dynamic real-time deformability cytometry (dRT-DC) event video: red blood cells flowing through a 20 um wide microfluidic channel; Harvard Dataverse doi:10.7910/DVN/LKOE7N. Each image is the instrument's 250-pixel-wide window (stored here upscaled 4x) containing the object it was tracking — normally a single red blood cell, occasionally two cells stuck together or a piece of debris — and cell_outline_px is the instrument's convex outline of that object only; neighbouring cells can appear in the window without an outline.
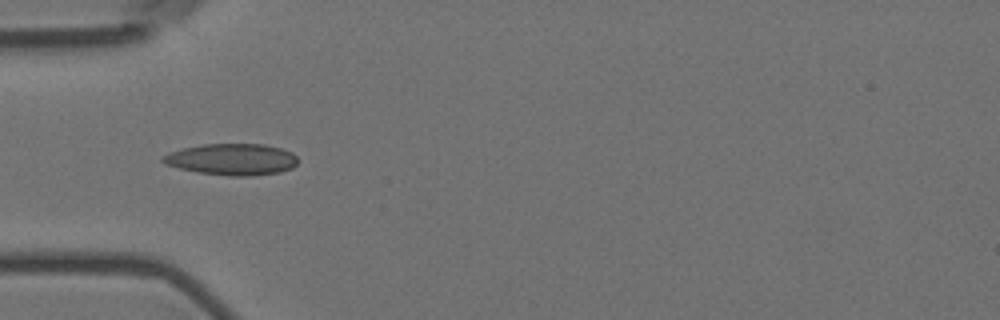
{"species": "Egyptian fruit bat (a non-hibernating species)", "species_latin": "Rousettus aegyptiacus", "temperature_condition": "room temperature", "stored_images_in_passage": 15, "camera_frame_rate_fps": 3000, "um_per_image_px": 0.085, "animal": {"sex": "female"}, "frame": {"image": 1, "passage_image": 5, "time_ms": 1.333, "image_size_px": [1000, 320], "cell_outline_px": [[296, 164], [292, 168], [280, 172], [252, 176], [228, 176], [196, 172], [164, 164], [160, 160], [160, 156], [168, 152], [184, 148], [204, 144], [264, 144], [280, 148], [292, 152], [296, 156]], "centroid_in_image_um": [19.68, 13.55], "position_along_channel_um": 65.3, "area_um2": 24.91}}
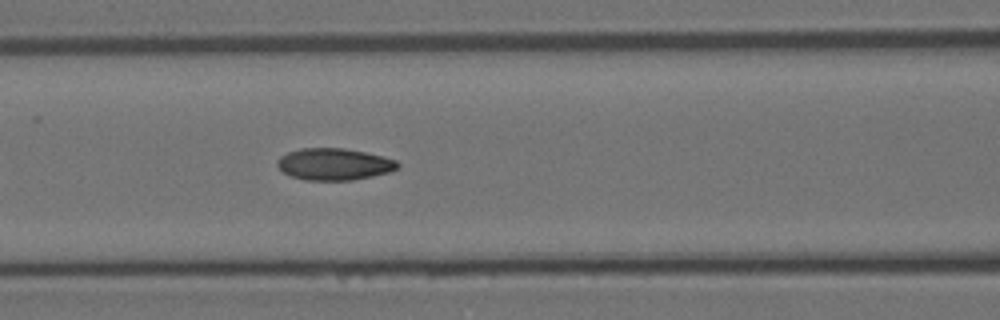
{"frame": {"image": 2, "passage_image": 11, "time_ms": 3.333, "image_size_px": [1000, 320], "cell_outline_px": [[400, 164], [396, 168], [388, 172], [372, 176], [352, 180], [304, 180], [288, 176], [276, 164], [276, 160], [280, 156], [288, 152], [300, 148], [344, 148], [384, 156], [396, 160]], "centroid_in_image_um": [28.36, 13.95], "position_along_channel_um": 138.2, "area_um2": 22.37}}